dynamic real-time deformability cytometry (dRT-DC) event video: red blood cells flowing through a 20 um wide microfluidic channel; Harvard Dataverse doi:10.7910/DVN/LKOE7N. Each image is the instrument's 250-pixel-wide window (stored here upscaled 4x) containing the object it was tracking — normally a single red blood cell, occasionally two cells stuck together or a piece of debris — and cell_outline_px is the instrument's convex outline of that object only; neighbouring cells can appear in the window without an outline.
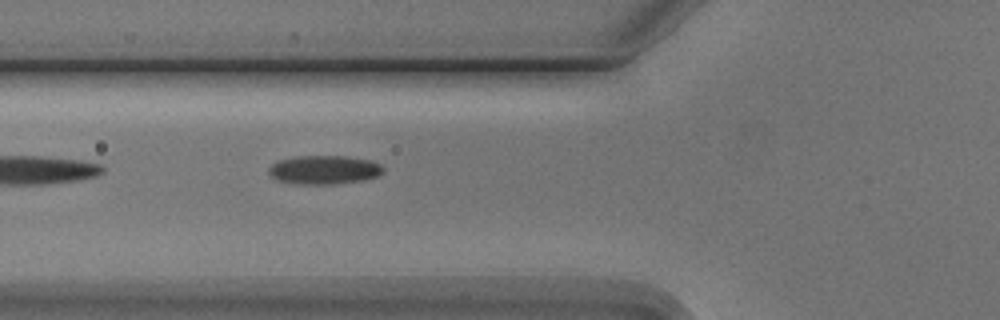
{"species": "Egyptian fruit bat (a non-hibernating species)", "species_latin": "Rousettus aegyptiacus", "temperature_condition": "cold", "stored_images_in_passage": 2, "camera_frame_rate_fps": 3000, "um_per_image_px": 0.085, "animal": {"sex": "male"}, "frame": {"image": 1, "passage_image": 2, "time_ms": 1.333, "image_size_px": [1000, 320], "cell_outline_px": [[384, 172], [376, 176], [360, 180], [336, 184], [296, 184], [276, 180], [268, 172], [268, 168], [272, 164], [280, 160], [296, 156], [348, 156], [372, 160], [380, 164], [384, 168]], "centroid_in_image_um": [27.55, 14.43], "position_along_channel_um": 98.2, "area_um2": 19.25}}